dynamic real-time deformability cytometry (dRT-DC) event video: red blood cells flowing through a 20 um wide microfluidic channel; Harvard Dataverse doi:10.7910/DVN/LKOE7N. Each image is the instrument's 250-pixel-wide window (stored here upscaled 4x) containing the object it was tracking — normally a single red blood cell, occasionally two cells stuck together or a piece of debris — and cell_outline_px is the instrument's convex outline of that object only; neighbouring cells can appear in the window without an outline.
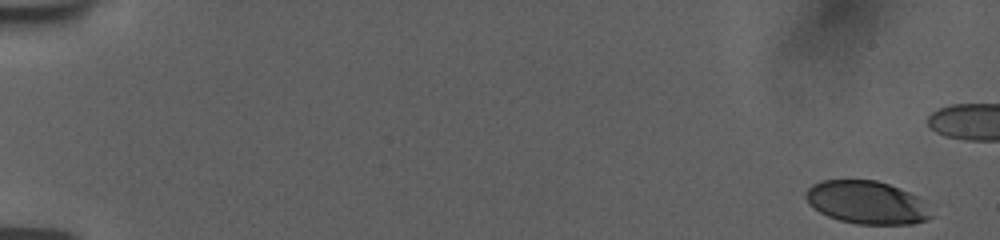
{"species": "human", "species_latin": "Homo sapiens", "temperature_condition": "room temperature", "stored_images_in_passage": 49, "camera_frame_rate_fps": 3000, "um_per_image_px": 0.085, "donor": {"sex": "female"}, "frame": {"image": 1, "passage_image": 1, "time_ms": 0.0, "image_size_px": [1000, 240], "cell_outline_px": [[932, 216], [928, 220], [912, 224], [856, 224], [840, 220], [828, 216], [820, 212], [808, 204], [804, 196], [804, 192], [812, 184], [820, 180], [876, 180], [900, 188], [920, 196]], "centroid_in_image_um": [73.66, 17.2], "position_along_channel_um": 11.3, "area_um2": 31.62}}
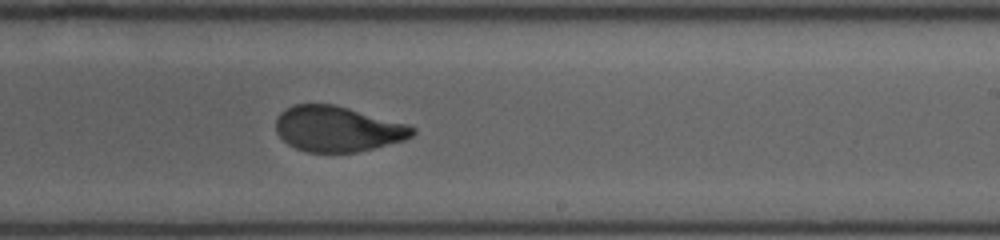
{"frame": {"image": 2, "passage_image": 35, "time_ms": 11.333, "image_size_px": [1000, 240], "cell_outline_px": [[416, 132], [412, 136], [404, 140], [356, 152], [308, 152], [296, 148], [288, 144], [276, 132], [276, 116], [280, 112], [292, 104], [332, 104], [348, 108], [408, 124], [416, 128]], "centroid_in_image_um": [28.68, 10.95], "position_along_channel_um": 260.3, "area_um2": 36.07}}
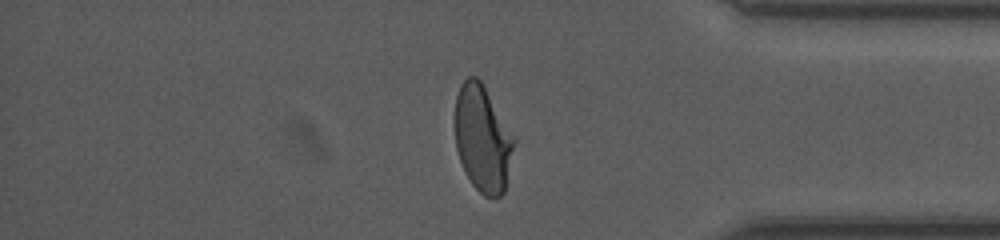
{"frame": {"image": 3, "passage_image": 47, "time_ms": 15.333, "image_size_px": [1000, 240], "cell_outline_px": [[516, 144], [504, 192], [500, 196], [484, 196], [472, 184], [460, 160], [456, 148], [456, 96], [460, 84], [468, 76], [476, 76], [480, 80], [516, 136]], "centroid_in_image_um": [41.06, 11.77], "position_along_channel_um": 394.1, "area_um2": 36.7}}